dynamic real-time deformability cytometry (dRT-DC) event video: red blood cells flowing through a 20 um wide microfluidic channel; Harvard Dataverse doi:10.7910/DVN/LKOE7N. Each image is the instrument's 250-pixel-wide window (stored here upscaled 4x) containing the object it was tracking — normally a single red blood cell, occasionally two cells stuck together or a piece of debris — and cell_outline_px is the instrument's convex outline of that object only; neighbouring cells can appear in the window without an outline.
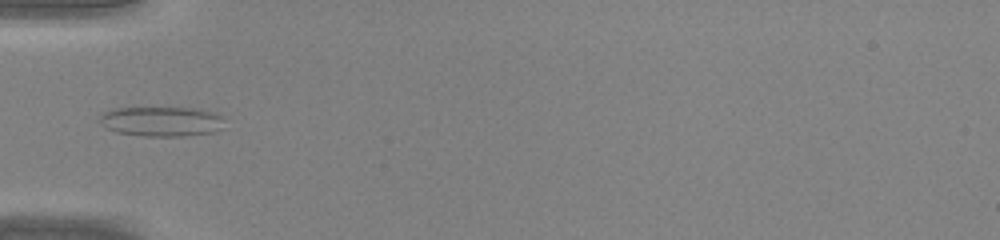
{"species": "common noctule bat (a hibernating species)", "species_latin": "Nyctalus noctula", "temperature_condition": "warm", "stored_images_in_passage": 30, "camera_frame_rate_fps": 3000, "um_per_image_px": 0.085, "animal": {"sex": "male", "body_mass_g": 20.0, "forearm_length_mm": 53.3}, "frame": {"image": 1, "passage_image": 1, "time_ms": 0.0, "image_size_px": [1000, 240], "cell_outline_px": [[220, 128], [216, 132], [184, 136], [144, 136], [116, 132], [100, 124], [100, 116], [104, 112], [112, 108], [200, 108], [216, 112], [220, 116]], "centroid_in_image_um": [13.71, 10.32], "position_along_channel_um": 71.3, "area_um2": 21.62}}
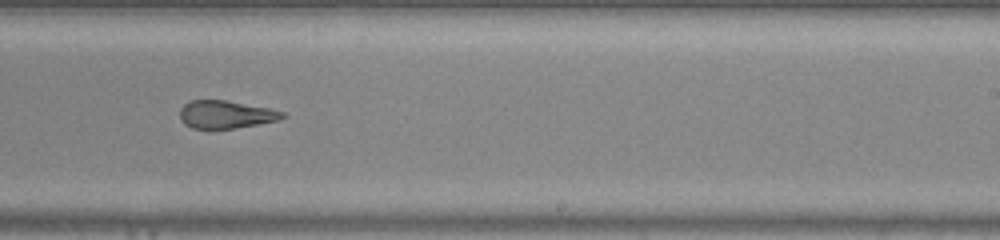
{"frame": {"image": 2, "passage_image": 14, "time_ms": 4.333, "image_size_px": [1000, 240], "cell_outline_px": [[288, 116], [280, 120], [236, 128], [192, 128], [184, 124], [180, 120], [180, 108], [184, 104], [192, 100], [224, 100], [268, 108], [284, 112]], "centroid_in_image_um": [19.2, 9.73], "position_along_channel_um": 269.8, "area_um2": 16.59}}
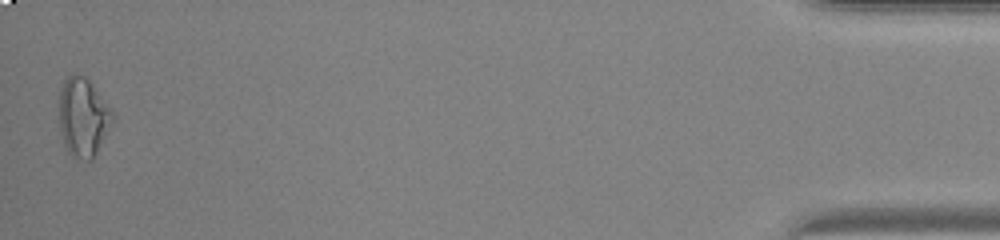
{"frame": {"image": 3, "passage_image": 30, "time_ms": 9.667, "image_size_px": [1000, 240], "cell_outline_px": [[116, 120], [92, 160], [84, 160], [72, 156], [64, 148], [60, 132], [60, 92], [64, 80], [68, 76], [76, 72], [84, 76], [88, 80], [112, 108], [116, 116]], "centroid_in_image_um": [7.1, 9.98], "position_along_channel_um": 428.1, "area_um2": 24.97}}